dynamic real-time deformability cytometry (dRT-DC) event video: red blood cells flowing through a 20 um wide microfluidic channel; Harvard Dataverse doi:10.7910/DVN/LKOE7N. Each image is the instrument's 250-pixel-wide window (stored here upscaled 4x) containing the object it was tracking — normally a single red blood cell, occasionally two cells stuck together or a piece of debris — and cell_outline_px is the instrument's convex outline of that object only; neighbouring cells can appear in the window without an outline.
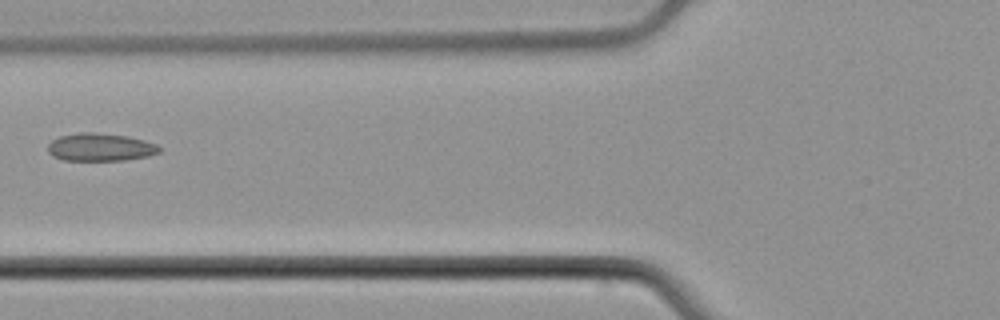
{"species": "common noctule bat (a hibernating species)", "species_latin": "Nyctalus noctula", "temperature_condition": "cold", "stored_images_in_passage": 6, "camera_frame_rate_fps": 3000, "um_per_image_px": 0.085, "animal": {"sex": "male", "body_mass_g": 21.5, "forearm_length_mm": 52.0}, "frame": {"image": 1, "passage_image": 6, "time_ms": 6.333, "image_size_px": [1000, 320], "cell_outline_px": [[160, 152], [148, 156], [124, 160], [64, 160], [52, 156], [48, 152], [48, 144], [52, 140], [60, 136], [80, 132], [96, 132], [128, 136], [144, 140], [156, 144], [160, 148]], "centroid_in_image_um": [8.52, 12.5], "position_along_channel_um": 117.3, "area_um2": 18.09}}